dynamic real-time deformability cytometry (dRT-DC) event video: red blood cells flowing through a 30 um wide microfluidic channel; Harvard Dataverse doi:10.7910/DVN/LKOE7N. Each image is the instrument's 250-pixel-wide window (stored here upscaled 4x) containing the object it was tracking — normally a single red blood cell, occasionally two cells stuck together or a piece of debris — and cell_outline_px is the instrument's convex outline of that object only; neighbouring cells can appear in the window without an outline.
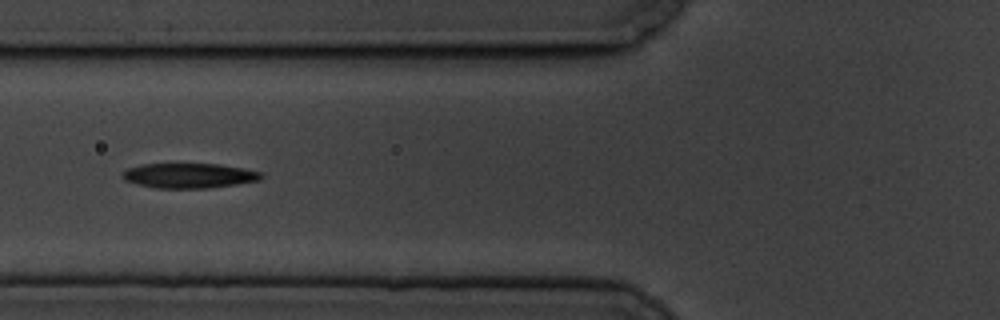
{"species": "common noctule bat (a hibernating species)", "species_latin": "Nyctalus noctula", "temperature_condition": "cold", "stored_images_in_passage": 8, "camera_frame_rate_fps": 3000, "um_per_image_px": 0.085, "animal": {"sex": "male", "body_mass_g": 19.5, "forearm_length_mm": 54.6}, "frame": {"image": 1, "passage_image": 6, "time_ms": 5.667, "image_size_px": [1000, 320], "cell_outline_px": [[264, 176], [260, 180], [236, 184], [204, 188], [156, 188], [124, 180], [120, 176], [128, 168], [144, 164], [216, 164], [244, 168], [264, 172]], "centroid_in_image_um": [16.11, 14.92], "position_along_channel_um": 109.7, "area_um2": 20.0}}
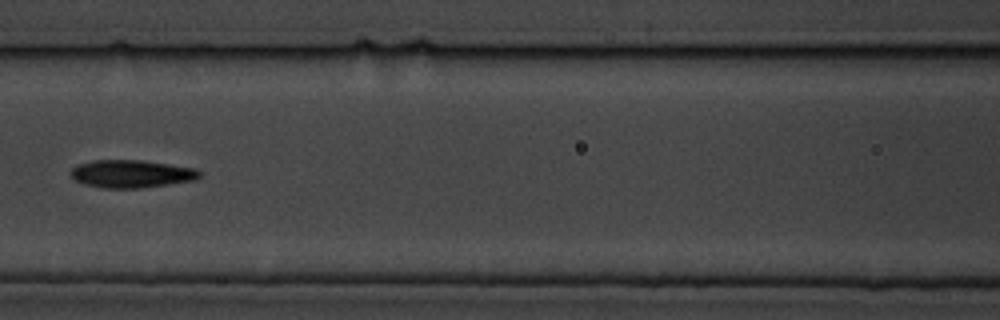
{"frame": {"image": 2, "passage_image": 7, "time_ms": 7.0, "image_size_px": [1000, 320], "cell_outline_px": [[200, 176], [196, 180], [140, 188], [100, 188], [84, 184], [72, 180], [68, 172], [76, 164], [92, 160], [140, 160], [196, 168], [200, 172]], "centroid_in_image_um": [11.09, 14.77], "position_along_channel_um": 155.5, "area_um2": 21.1}}
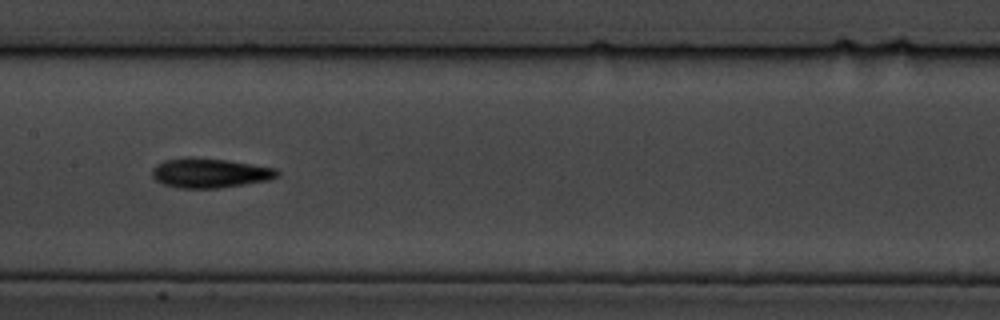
{"frame": {"image": 3, "passage_image": 8, "time_ms": 8.0, "image_size_px": [1000, 320], "cell_outline_px": [[280, 176], [268, 180], [220, 188], [180, 188], [164, 184], [156, 180], [152, 176], [152, 168], [156, 164], [164, 160], [184, 156], [192, 156], [228, 160], [276, 168], [280, 172]], "centroid_in_image_um": [17.82, 14.68], "position_along_channel_um": 189.6, "area_um2": 21.85}}